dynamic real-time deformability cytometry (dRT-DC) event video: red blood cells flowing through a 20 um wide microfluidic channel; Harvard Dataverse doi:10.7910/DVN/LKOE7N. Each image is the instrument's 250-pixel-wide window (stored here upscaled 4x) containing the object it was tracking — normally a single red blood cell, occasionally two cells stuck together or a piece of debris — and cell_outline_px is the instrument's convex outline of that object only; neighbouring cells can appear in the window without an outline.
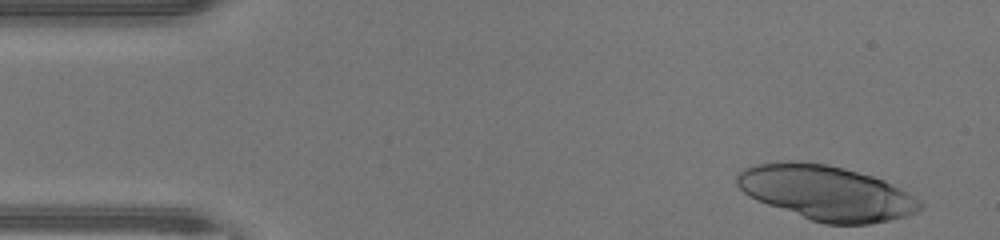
{"species": "human", "species_latin": "Homo sapiens", "temperature_condition": "warm", "stored_images_in_passage": 20, "camera_frame_rate_fps": 3000, "um_per_image_px": 0.085, "donor": {"sex": "male"}, "frame": {"image": 1, "passage_image": 1, "time_ms": 0.0, "image_size_px": [1000, 240], "cell_outline_px": [[924, 208], [908, 216], [868, 224], [824, 224], [812, 220], [756, 200], [748, 196], [736, 184], [736, 176], [744, 168], [752, 164], [780, 160], [800, 160], [828, 164], [844, 168], [872, 176], [884, 180], [908, 192], [920, 200], [924, 204]], "centroid_in_image_um": [70.23, 16.36], "position_along_channel_um": 14.8, "area_um2": 58.72}}